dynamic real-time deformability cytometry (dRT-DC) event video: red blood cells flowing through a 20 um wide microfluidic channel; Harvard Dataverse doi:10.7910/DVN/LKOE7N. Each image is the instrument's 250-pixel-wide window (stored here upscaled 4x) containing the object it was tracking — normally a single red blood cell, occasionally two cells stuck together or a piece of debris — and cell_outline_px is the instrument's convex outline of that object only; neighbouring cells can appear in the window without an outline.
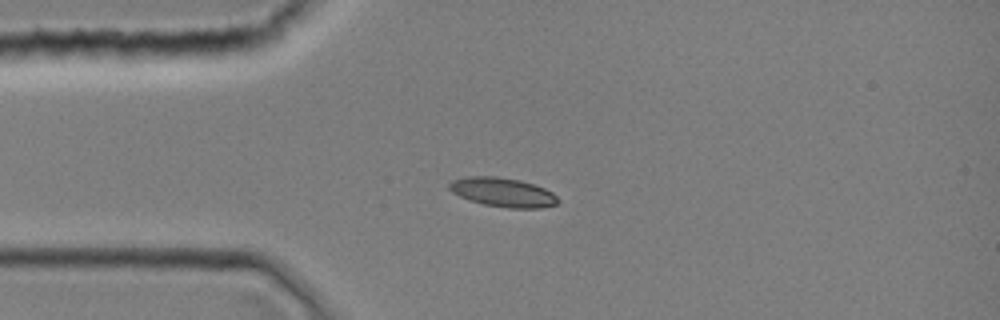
{"species": "common noctule bat (a hibernating species)", "species_latin": "Nyctalus noctula", "temperature_condition": "room temperature", "stored_images_in_passage": 1, "camera_frame_rate_fps": 3000, "um_per_image_px": 0.085, "animal": {"sex": "female", "body_mass_g": 19.0, "forearm_length_mm": 51.5}, "frame": {"image": 1, "passage_image": 1, "time_ms": 0.0, "image_size_px": [1000, 320], "cell_outline_px": [[560, 200], [556, 204], [540, 208], [508, 208], [484, 204], [460, 196], [452, 192], [448, 188], [448, 184], [452, 180], [468, 176], [496, 176], [520, 180], [544, 188], [552, 192]], "centroid_in_image_um": [42.74, 16.33], "position_along_channel_um": 42.3, "area_um2": 18.32}}